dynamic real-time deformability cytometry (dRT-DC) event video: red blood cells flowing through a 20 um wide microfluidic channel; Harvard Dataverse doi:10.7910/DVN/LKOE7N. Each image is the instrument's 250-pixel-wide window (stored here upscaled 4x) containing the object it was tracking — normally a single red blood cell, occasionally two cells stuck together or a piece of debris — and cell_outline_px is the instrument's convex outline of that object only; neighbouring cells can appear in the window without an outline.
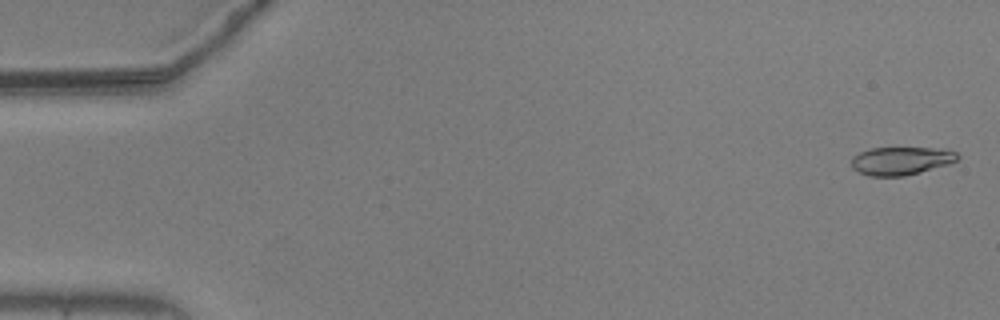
{"species": "common noctule bat (a hibernating species)", "species_latin": "Nyctalus noctula", "temperature_condition": "warm", "stored_images_in_passage": 4, "camera_frame_rate_fps": 3000, "um_per_image_px": 0.085, "animal": {"sex": "male", "body_mass_g": 20.5, "forearm_length_mm": 52.5}, "frame": {"image": 1, "passage_image": 2, "time_ms": 0.333, "image_size_px": [1000, 320], "cell_outline_px": [[960, 156], [956, 160], [948, 164], [920, 172], [904, 176], [872, 176], [860, 172], [852, 168], [852, 156], [860, 152], [872, 148], [932, 148], [956, 152]], "centroid_in_image_um": [76.56, 13.67], "position_along_channel_um": 8.4, "area_um2": 17.11}}